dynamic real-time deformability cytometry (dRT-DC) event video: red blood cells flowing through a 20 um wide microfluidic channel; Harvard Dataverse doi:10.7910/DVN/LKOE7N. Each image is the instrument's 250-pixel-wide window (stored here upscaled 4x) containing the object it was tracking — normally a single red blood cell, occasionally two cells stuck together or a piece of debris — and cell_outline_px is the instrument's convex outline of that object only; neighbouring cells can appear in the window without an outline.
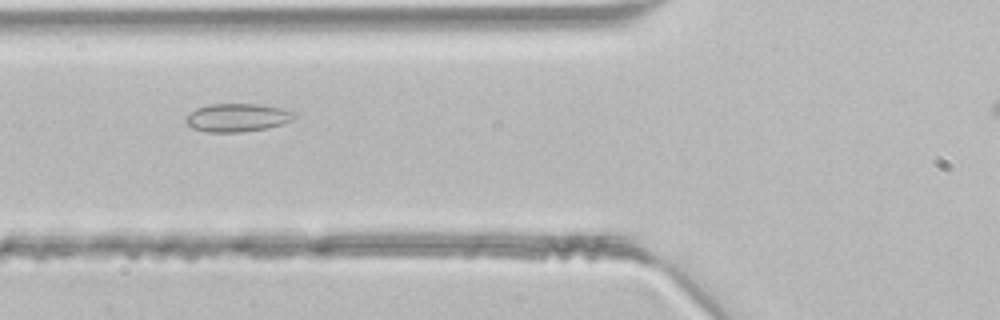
{"species": "common noctule bat (a hibernating species)", "species_latin": "Nyctalus noctula", "temperature_condition": "room temperature", "stored_images_in_passage": 33, "camera_frame_rate_fps": 3000, "um_per_image_px": 0.085, "animal": {"sex": "male", "body_mass_g": 21.5, "forearm_length_mm": 52.0}, "frame": {"image": 1, "passage_image": 9, "time_ms": 2.667, "image_size_px": [1000, 320], "cell_outline_px": [[300, 112], [292, 120], [268, 128], [240, 132], [208, 132], [192, 128], [184, 120], [196, 108], [208, 104], [260, 104], [284, 108]], "centroid_in_image_um": [20.24, 9.98], "position_along_channel_um": 105.6, "area_um2": 17.98}}
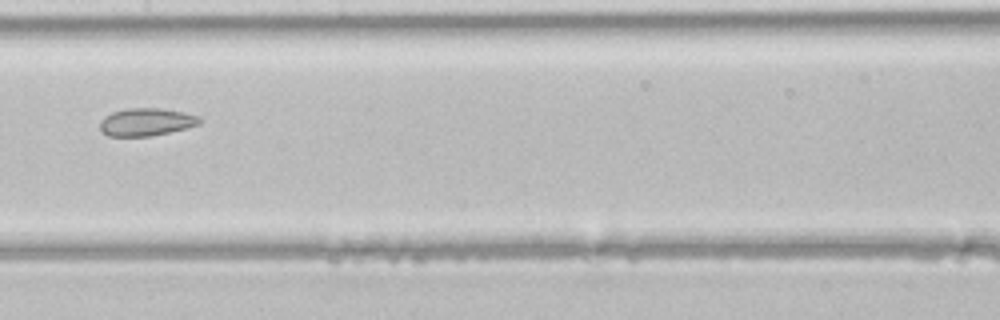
{"frame": {"image": 2, "passage_image": 15, "time_ms": 4.667, "image_size_px": [1000, 320], "cell_outline_px": [[200, 124], [188, 128], [148, 136], [108, 136], [100, 128], [100, 120], [104, 116], [112, 112], [128, 108], [160, 108], [184, 112], [196, 116], [200, 120]], "centroid_in_image_um": [12.41, 10.36], "position_along_channel_um": 195.0, "area_um2": 15.95}}
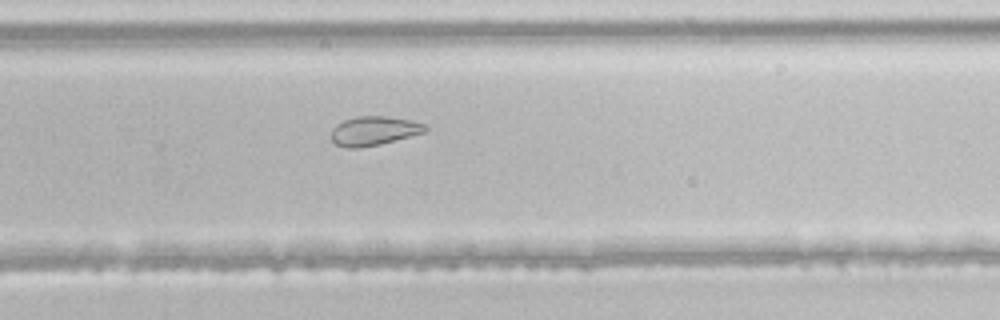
{"frame": {"image": 3, "passage_image": 22, "time_ms": 7.0, "image_size_px": [1000, 320], "cell_outline_px": [[428, 128], [424, 132], [380, 144], [360, 148], [344, 148], [336, 144], [332, 140], [332, 128], [336, 124], [344, 120], [356, 116], [388, 116], [412, 120], [428, 124]], "centroid_in_image_um": [31.79, 11.11], "position_along_channel_um": 298.0, "area_um2": 16.07}}